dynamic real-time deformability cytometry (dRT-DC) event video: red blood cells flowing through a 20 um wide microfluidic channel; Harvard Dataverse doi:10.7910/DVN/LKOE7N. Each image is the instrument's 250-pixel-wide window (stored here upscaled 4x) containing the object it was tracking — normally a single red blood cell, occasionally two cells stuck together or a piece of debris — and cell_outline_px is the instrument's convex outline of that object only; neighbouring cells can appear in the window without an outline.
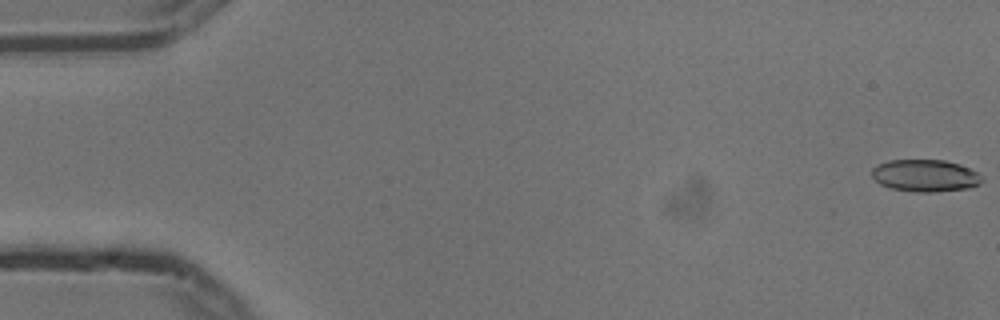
{"species": "common noctule bat (a hibernating species)", "species_latin": "Nyctalus noctula", "temperature_condition": "cold", "stored_images_in_passage": 55, "camera_frame_rate_fps": 3000, "um_per_image_px": 0.085, "animal": {"sex": "male", "body_mass_g": 13.3}, "frame": {"image": 1, "passage_image": 1, "time_ms": 0.0, "image_size_px": [1000, 320], "cell_outline_px": [[984, 180], [980, 184], [968, 188], [936, 192], [916, 192], [892, 188], [880, 184], [872, 176], [872, 168], [876, 164], [888, 160], [944, 160], [960, 164], [976, 172]], "centroid_in_image_um": [78.63, 14.92], "position_along_channel_um": 6.4, "area_um2": 20.63}}
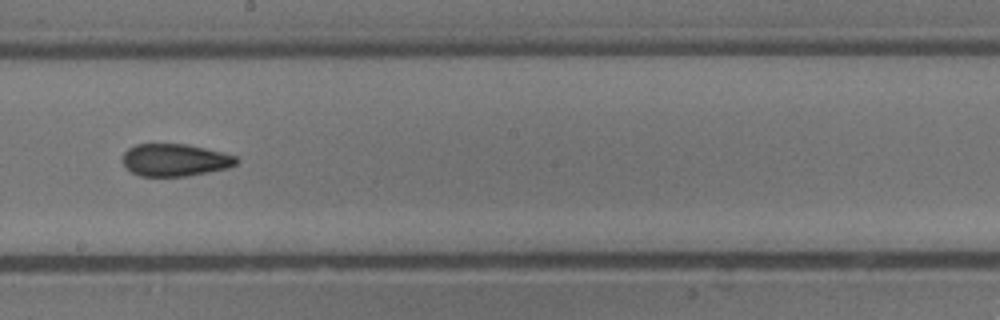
{"frame": {"image": 2, "passage_image": 31, "time_ms": 10.0, "image_size_px": [1000, 320], "cell_outline_px": [[236, 164], [228, 168], [188, 176], [140, 176], [132, 172], [120, 160], [124, 152], [128, 148], [136, 144], [188, 144], [224, 152], [236, 156]], "centroid_in_image_um": [14.86, 13.59], "position_along_channel_um": 233.3, "area_um2": 21.56}}
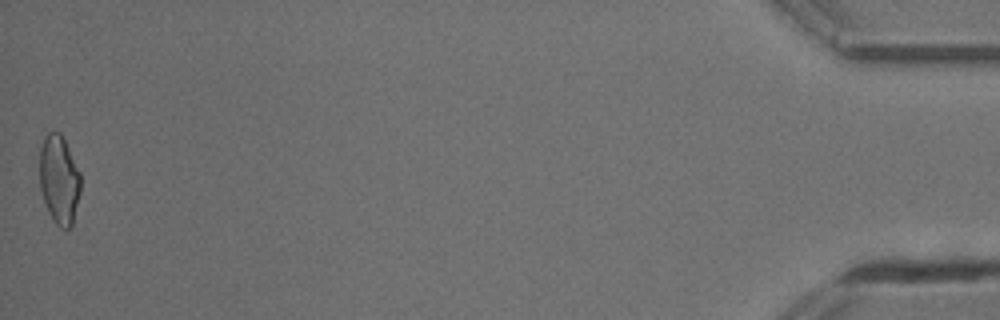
{"frame": {"image": 3, "passage_image": 55, "time_ms": 18.0, "image_size_px": [1000, 320], "cell_outline_px": [[80, 192], [72, 228], [60, 228], [52, 220], [48, 212], [40, 188], [40, 148], [44, 136], [48, 132], [60, 132], [80, 172]], "centroid_in_image_um": [5.02, 15.3], "position_along_channel_um": 430.2, "area_um2": 21.27}, "authors_computed_cell_mechanics": {"area_um2": 21.4438, "velocity_mm_per_s": 3.7464, "shape_relaxation_time_tau1_ms": 5.0693, "shape_relaxation_time_tau2_ms": 3.6507, "deformation_change_tau1": 0.1368, "deformation_change_tau2": 0.107}}